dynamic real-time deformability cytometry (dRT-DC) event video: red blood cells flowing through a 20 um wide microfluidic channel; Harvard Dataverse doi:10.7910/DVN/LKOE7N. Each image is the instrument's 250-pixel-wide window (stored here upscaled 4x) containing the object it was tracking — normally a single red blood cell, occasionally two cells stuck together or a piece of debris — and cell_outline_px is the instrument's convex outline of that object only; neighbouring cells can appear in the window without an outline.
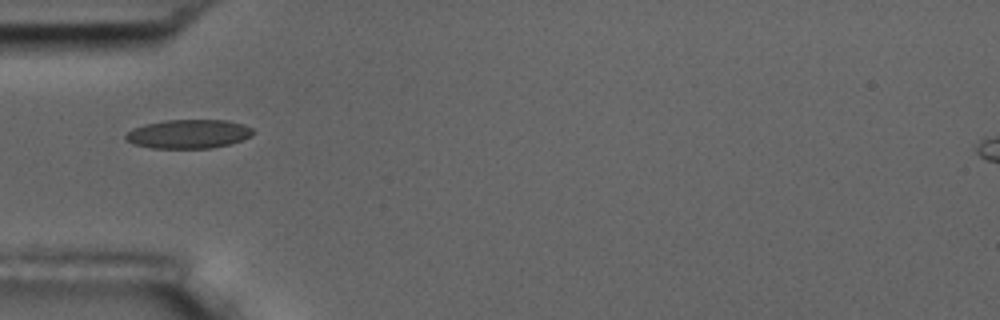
{"species": "common noctule bat (a hibernating species)", "species_latin": "Nyctalus noctula", "temperature_condition": "room temperature", "stored_images_in_passage": 3, "camera_frame_rate_fps": 3000, "um_per_image_px": 0.085, "animal": {"sex": "male", "body_mass_g": 17.5, "forearm_length_mm": 52.3}, "frame": {"image": 1, "passage_image": 1, "time_ms": 0.0, "image_size_px": [1000, 320], "cell_outline_px": [[256, 132], [252, 136], [228, 144], [212, 148], [152, 148], [136, 144], [124, 140], [124, 136], [132, 128], [144, 124], [164, 120], [228, 120], [244, 124], [252, 128]], "centroid_in_image_um": [16.03, 11.38], "position_along_channel_um": 69.0, "area_um2": 21.56}}